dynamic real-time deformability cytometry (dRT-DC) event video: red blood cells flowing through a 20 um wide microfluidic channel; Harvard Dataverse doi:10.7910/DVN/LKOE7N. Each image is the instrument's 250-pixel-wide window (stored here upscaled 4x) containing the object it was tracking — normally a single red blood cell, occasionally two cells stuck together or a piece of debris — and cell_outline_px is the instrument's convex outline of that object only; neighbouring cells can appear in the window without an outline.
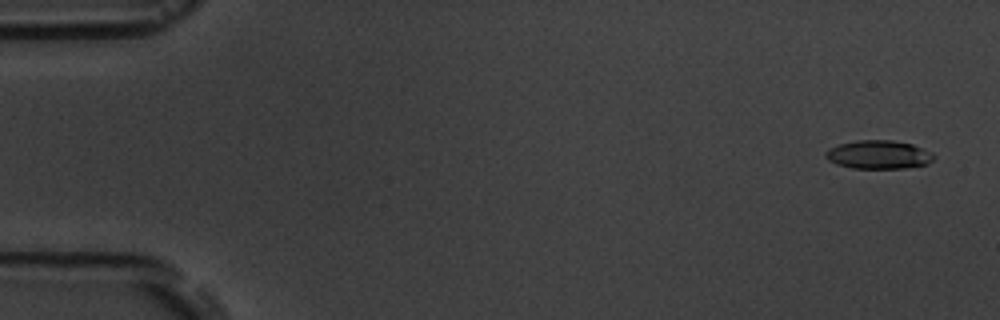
{"species": "common noctule bat (a hibernating species)", "species_latin": "Nyctalus noctula", "temperature_condition": "room temperature", "stored_images_in_passage": 5, "camera_frame_rate_fps": 3000, "um_per_image_px": 0.085, "animal": {"sex": "male", "body_mass_g": 19.5, "forearm_length_mm": 54.6}, "frame": {"image": 1, "passage_image": 1, "time_ms": 0.0, "image_size_px": [1000, 320], "cell_outline_px": [[936, 156], [928, 164], [904, 168], [852, 168], [836, 164], [828, 160], [824, 156], [824, 152], [828, 148], [840, 144], [856, 140], [892, 140], [912, 144], [932, 152]], "centroid_in_image_um": [74.67, 13.14], "position_along_channel_um": 10.3, "area_um2": 18.09}}
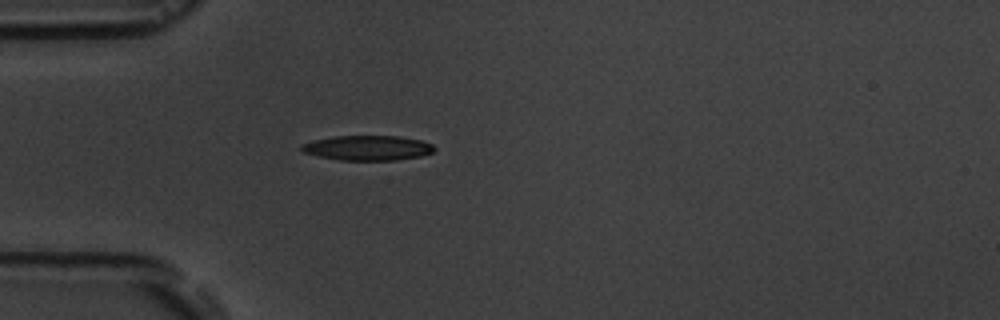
{"frame": {"image": 2, "passage_image": 5, "time_ms": 4.667, "image_size_px": [1000, 320], "cell_outline_px": [[436, 148], [432, 152], [420, 156], [396, 160], [340, 160], [320, 156], [304, 152], [300, 148], [300, 144], [312, 140], [336, 136], [400, 136], [420, 140], [432, 144]], "centroid_in_image_um": [31.25, 12.56], "position_along_channel_um": 53.8, "area_um2": 19.19}}